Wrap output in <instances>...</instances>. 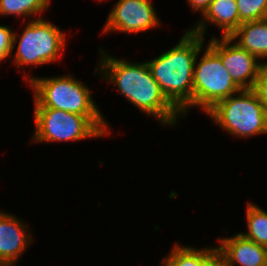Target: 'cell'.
I'll list each match as a JSON object with an SVG mask.
<instances>
[{"label": "cell", "instance_id": "6da1fadb", "mask_svg": "<svg viewBox=\"0 0 267 266\" xmlns=\"http://www.w3.org/2000/svg\"><path fill=\"white\" fill-rule=\"evenodd\" d=\"M105 50L106 48L99 47L100 55L98 64L93 69L94 75L102 79V82L112 85L138 112L154 118L159 126L172 127L174 130L184 118L161 91L146 59L142 62L131 61L124 57L118 58Z\"/></svg>", "mask_w": 267, "mask_h": 266}, {"label": "cell", "instance_id": "7a4b0ae2", "mask_svg": "<svg viewBox=\"0 0 267 266\" xmlns=\"http://www.w3.org/2000/svg\"><path fill=\"white\" fill-rule=\"evenodd\" d=\"M187 29L167 51L146 60L153 78L166 98L184 119L193 110V74L196 56L206 44L205 38ZM186 117V118H185Z\"/></svg>", "mask_w": 267, "mask_h": 266}, {"label": "cell", "instance_id": "3957f363", "mask_svg": "<svg viewBox=\"0 0 267 266\" xmlns=\"http://www.w3.org/2000/svg\"><path fill=\"white\" fill-rule=\"evenodd\" d=\"M67 38L69 37L64 29L46 17L26 21L22 33L14 30L10 59L13 57V67L16 66V69L23 73L25 84H28L34 75L23 69L60 62L68 45Z\"/></svg>", "mask_w": 267, "mask_h": 266}, {"label": "cell", "instance_id": "277c9868", "mask_svg": "<svg viewBox=\"0 0 267 266\" xmlns=\"http://www.w3.org/2000/svg\"><path fill=\"white\" fill-rule=\"evenodd\" d=\"M32 116L35 124L30 140L32 144L80 142L105 138L112 133V125L105 115H79L53 108H33Z\"/></svg>", "mask_w": 267, "mask_h": 266}, {"label": "cell", "instance_id": "5b68a950", "mask_svg": "<svg viewBox=\"0 0 267 266\" xmlns=\"http://www.w3.org/2000/svg\"><path fill=\"white\" fill-rule=\"evenodd\" d=\"M72 73L34 76L27 84L33 108H53L79 115H104L95 101L91 87Z\"/></svg>", "mask_w": 267, "mask_h": 266}, {"label": "cell", "instance_id": "8992f818", "mask_svg": "<svg viewBox=\"0 0 267 266\" xmlns=\"http://www.w3.org/2000/svg\"><path fill=\"white\" fill-rule=\"evenodd\" d=\"M206 115L234 139L267 134V113L254 89H241L219 101Z\"/></svg>", "mask_w": 267, "mask_h": 266}, {"label": "cell", "instance_id": "52a82bcc", "mask_svg": "<svg viewBox=\"0 0 267 266\" xmlns=\"http://www.w3.org/2000/svg\"><path fill=\"white\" fill-rule=\"evenodd\" d=\"M240 90L222 65L221 58L205 44L198 52L194 64L193 109L198 107L202 114H206L219 101Z\"/></svg>", "mask_w": 267, "mask_h": 266}, {"label": "cell", "instance_id": "ba28073f", "mask_svg": "<svg viewBox=\"0 0 267 266\" xmlns=\"http://www.w3.org/2000/svg\"><path fill=\"white\" fill-rule=\"evenodd\" d=\"M152 0H116L108 12L106 22L101 28V35L109 34H145L147 31L160 29L163 23Z\"/></svg>", "mask_w": 267, "mask_h": 266}, {"label": "cell", "instance_id": "9c48e42d", "mask_svg": "<svg viewBox=\"0 0 267 266\" xmlns=\"http://www.w3.org/2000/svg\"><path fill=\"white\" fill-rule=\"evenodd\" d=\"M220 58L232 80L240 89H253L261 65L253 54L242 49L230 37L213 34L206 43Z\"/></svg>", "mask_w": 267, "mask_h": 266}, {"label": "cell", "instance_id": "30bf717a", "mask_svg": "<svg viewBox=\"0 0 267 266\" xmlns=\"http://www.w3.org/2000/svg\"><path fill=\"white\" fill-rule=\"evenodd\" d=\"M17 214L0 209V266H17L33 245L34 233ZM32 231V232H31Z\"/></svg>", "mask_w": 267, "mask_h": 266}, {"label": "cell", "instance_id": "8fae6325", "mask_svg": "<svg viewBox=\"0 0 267 266\" xmlns=\"http://www.w3.org/2000/svg\"><path fill=\"white\" fill-rule=\"evenodd\" d=\"M219 237V238H218ZM217 237V249L226 266H267V247L245 238L242 234Z\"/></svg>", "mask_w": 267, "mask_h": 266}, {"label": "cell", "instance_id": "7c38bea8", "mask_svg": "<svg viewBox=\"0 0 267 266\" xmlns=\"http://www.w3.org/2000/svg\"><path fill=\"white\" fill-rule=\"evenodd\" d=\"M198 22L189 30L203 38L208 33V26L217 27L220 36L229 37L239 26L240 19L236 0H212L206 11L199 17Z\"/></svg>", "mask_w": 267, "mask_h": 266}, {"label": "cell", "instance_id": "4fadbf2b", "mask_svg": "<svg viewBox=\"0 0 267 266\" xmlns=\"http://www.w3.org/2000/svg\"><path fill=\"white\" fill-rule=\"evenodd\" d=\"M229 37L262 63L267 62V18L244 22Z\"/></svg>", "mask_w": 267, "mask_h": 266}, {"label": "cell", "instance_id": "5bb4252c", "mask_svg": "<svg viewBox=\"0 0 267 266\" xmlns=\"http://www.w3.org/2000/svg\"><path fill=\"white\" fill-rule=\"evenodd\" d=\"M51 3L52 0H0V18L12 16L20 21L22 18L19 22L22 26L24 21L45 17L43 15L49 11Z\"/></svg>", "mask_w": 267, "mask_h": 266}, {"label": "cell", "instance_id": "9a60e30c", "mask_svg": "<svg viewBox=\"0 0 267 266\" xmlns=\"http://www.w3.org/2000/svg\"><path fill=\"white\" fill-rule=\"evenodd\" d=\"M169 254L163 256L159 266H200V264L217 248L215 246H205L201 248L193 245L174 242ZM188 245V246H187Z\"/></svg>", "mask_w": 267, "mask_h": 266}, {"label": "cell", "instance_id": "2e32d148", "mask_svg": "<svg viewBox=\"0 0 267 266\" xmlns=\"http://www.w3.org/2000/svg\"><path fill=\"white\" fill-rule=\"evenodd\" d=\"M246 232H239L245 238L267 247V211L255 201H247L245 206Z\"/></svg>", "mask_w": 267, "mask_h": 266}, {"label": "cell", "instance_id": "e0dca14e", "mask_svg": "<svg viewBox=\"0 0 267 266\" xmlns=\"http://www.w3.org/2000/svg\"><path fill=\"white\" fill-rule=\"evenodd\" d=\"M240 25L267 18V0H236Z\"/></svg>", "mask_w": 267, "mask_h": 266}, {"label": "cell", "instance_id": "ac0fdd59", "mask_svg": "<svg viewBox=\"0 0 267 266\" xmlns=\"http://www.w3.org/2000/svg\"><path fill=\"white\" fill-rule=\"evenodd\" d=\"M14 30L10 25L0 24V64L10 58Z\"/></svg>", "mask_w": 267, "mask_h": 266}, {"label": "cell", "instance_id": "d6986e66", "mask_svg": "<svg viewBox=\"0 0 267 266\" xmlns=\"http://www.w3.org/2000/svg\"><path fill=\"white\" fill-rule=\"evenodd\" d=\"M253 89L257 93L267 113V62L261 65L256 84Z\"/></svg>", "mask_w": 267, "mask_h": 266}, {"label": "cell", "instance_id": "ffe728a7", "mask_svg": "<svg viewBox=\"0 0 267 266\" xmlns=\"http://www.w3.org/2000/svg\"><path fill=\"white\" fill-rule=\"evenodd\" d=\"M200 266H226V262L222 253L216 248Z\"/></svg>", "mask_w": 267, "mask_h": 266}, {"label": "cell", "instance_id": "44dd1931", "mask_svg": "<svg viewBox=\"0 0 267 266\" xmlns=\"http://www.w3.org/2000/svg\"><path fill=\"white\" fill-rule=\"evenodd\" d=\"M186 1V0H185ZM188 3L187 7H190L191 12L200 14L201 16L206 9L209 7L212 0H187Z\"/></svg>", "mask_w": 267, "mask_h": 266}, {"label": "cell", "instance_id": "7402d4cb", "mask_svg": "<svg viewBox=\"0 0 267 266\" xmlns=\"http://www.w3.org/2000/svg\"><path fill=\"white\" fill-rule=\"evenodd\" d=\"M98 3L100 2V3H102V2H104V1H107V0H96Z\"/></svg>", "mask_w": 267, "mask_h": 266}]
</instances>
